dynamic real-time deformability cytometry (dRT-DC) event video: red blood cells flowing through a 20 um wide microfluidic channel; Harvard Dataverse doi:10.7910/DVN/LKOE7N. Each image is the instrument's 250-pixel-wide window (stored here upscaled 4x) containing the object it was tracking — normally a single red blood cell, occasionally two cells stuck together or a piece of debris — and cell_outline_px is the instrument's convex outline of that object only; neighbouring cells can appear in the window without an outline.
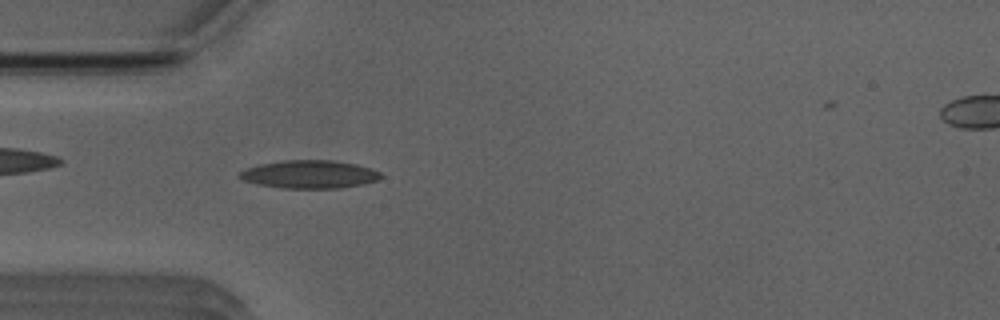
{"species": "Egyptian fruit bat (a non-hibernating species)", "species_latin": "Rousettus aegyptiacus", "temperature_condition": "room temperature", "stored_images_in_passage": 42, "camera_frame_rate_fps": 3000, "um_per_image_px": 0.085, "animal": {"sex": "male"}, "frame": {"image": 1, "passage_image": 8, "time_ms": 2.333, "image_size_px": [1000, 320], "cell_outline_px": [[384, 176], [376, 180], [364, 184], [340, 188], [284, 188], [256, 184], [244, 180], [236, 176], [240, 172], [248, 168], [260, 164], [284, 160], [332, 160], [356, 164], [372, 168], [380, 172]], "centroid_in_image_um": [26.33, 14.81], "position_along_channel_um": 58.7, "area_um2": 23.12}}
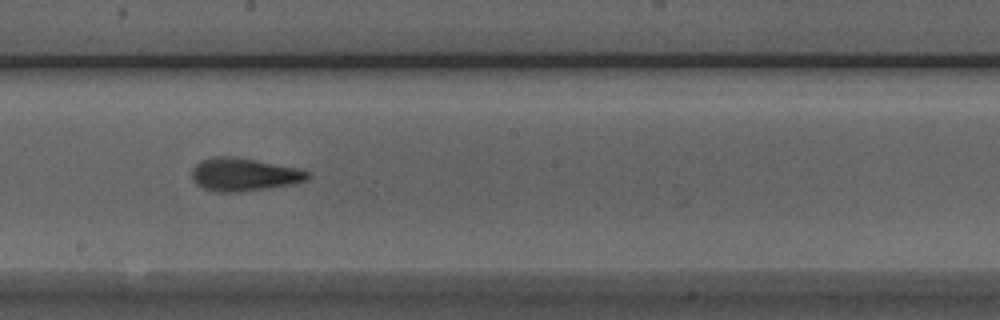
{"frame": {"image": 2, "passage_image": 21, "time_ms": 6.667, "image_size_px": [1000, 320], "cell_outline_px": [[312, 176], [308, 180], [292, 184], [236, 192], [216, 192], [204, 188], [196, 184], [192, 176], [192, 168], [200, 160], [212, 156], [228, 156], [304, 168]], "centroid_in_image_um": [20.76, 14.82], "position_along_channel_um": 227.4, "area_um2": 22.31}}
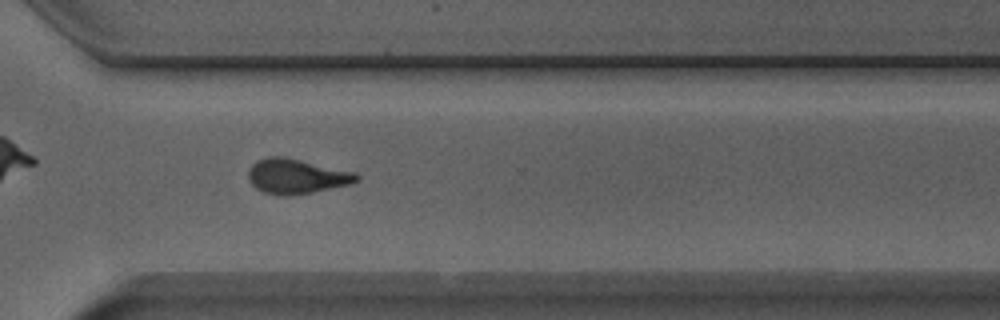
{"frame": {"image": 3, "passage_image": 30, "time_ms": 9.667, "image_size_px": [1000, 320], "cell_outline_px": [[360, 180], [352, 184], [312, 192], [288, 196], [284, 196], [264, 192], [256, 188], [248, 180], [248, 172], [252, 164], [256, 160], [268, 156], [284, 156], [356, 172], [360, 176]], "centroid_in_image_um": [25.22, 14.97], "position_along_channel_um": 345.4, "area_um2": 22.2}}